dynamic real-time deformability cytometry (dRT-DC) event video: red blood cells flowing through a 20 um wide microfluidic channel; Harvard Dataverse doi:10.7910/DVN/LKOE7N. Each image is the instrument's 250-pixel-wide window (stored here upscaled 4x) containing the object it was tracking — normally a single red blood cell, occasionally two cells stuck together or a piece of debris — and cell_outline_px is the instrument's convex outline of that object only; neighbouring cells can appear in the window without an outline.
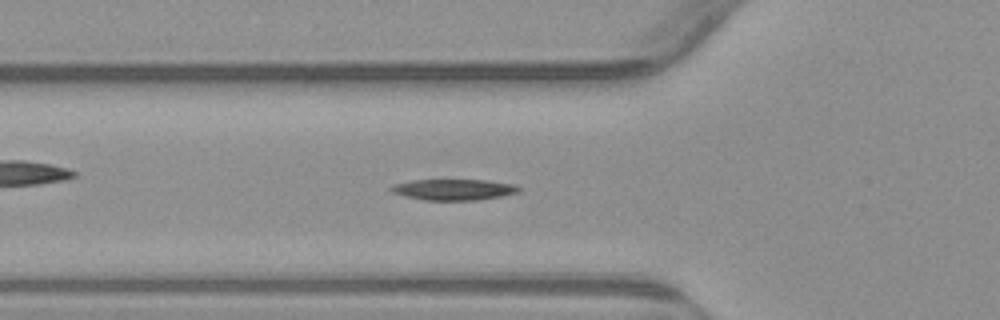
{"species": "common noctule bat (a hibernating species)", "species_latin": "Nyctalus noctula", "temperature_condition": "warm", "stored_images_in_passage": 53, "camera_frame_rate_fps": 3000, "um_per_image_px": 0.085, "animal": {"sex": "male", "body_mass_g": 23.1, "forearm_length_mm": 52.7}, "frame": {"image": 1, "passage_image": 18, "time_ms": 5.667, "image_size_px": [1000, 320], "cell_outline_px": [[524, 188], [520, 192], [504, 196], [476, 200], [424, 200], [404, 196], [392, 192], [388, 188], [392, 184], [412, 180], [484, 180], [516, 184]], "centroid_in_image_um": [38.61, 16.11], "position_along_channel_um": 87.2, "area_um2": 15.9}}
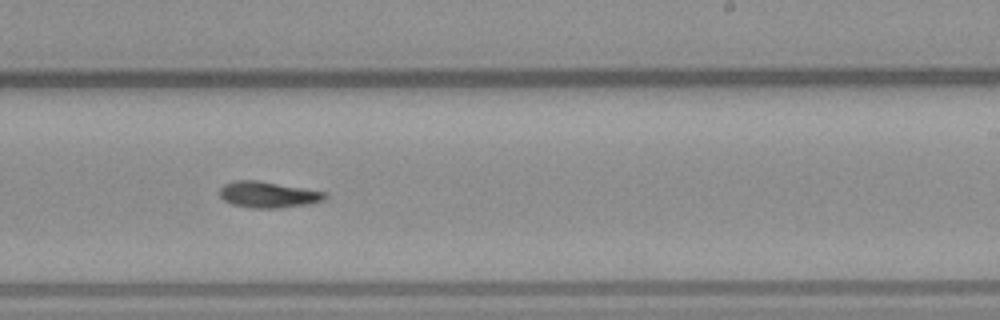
{"frame": {"image": 2, "passage_image": 32, "time_ms": 10.333, "image_size_px": [1000, 320], "cell_outline_px": [[328, 196], [324, 200], [308, 204], [280, 208], [252, 208], [232, 204], [224, 200], [220, 196], [220, 188], [224, 184], [236, 180], [256, 180], [328, 192]], "centroid_in_image_um": [22.81, 16.54], "position_along_channel_um": 266.2, "area_um2": 16.07}}
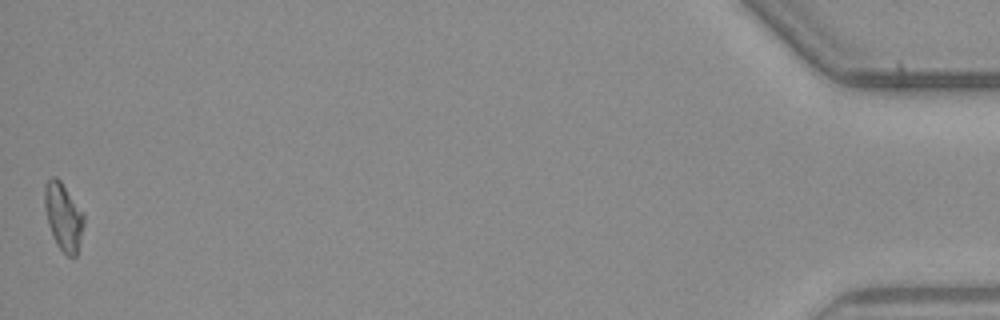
{"frame": {"image": 3, "passage_image": 53, "time_ms": 17.333, "image_size_px": [1000, 320], "cell_outline_px": [[84, 224], [76, 256], [68, 256], [56, 244], [52, 236], [48, 224], [44, 208], [44, 184], [52, 176], [56, 176], [60, 180], [84, 212]], "centroid_in_image_um": [5.37, 18.38], "position_along_channel_um": 429.8, "area_um2": 15.55}, "authors_computed_cell_mechanics": {"area_um2": 15.8372, "velocity_mm_per_s": 3.8233, "shape_relaxation_time_tau1_ms": 8.235, "shape_relaxation_time_tau2_ms": null, "deformation_change_tau1": 0.2259, "deformation_change_tau2": null}}